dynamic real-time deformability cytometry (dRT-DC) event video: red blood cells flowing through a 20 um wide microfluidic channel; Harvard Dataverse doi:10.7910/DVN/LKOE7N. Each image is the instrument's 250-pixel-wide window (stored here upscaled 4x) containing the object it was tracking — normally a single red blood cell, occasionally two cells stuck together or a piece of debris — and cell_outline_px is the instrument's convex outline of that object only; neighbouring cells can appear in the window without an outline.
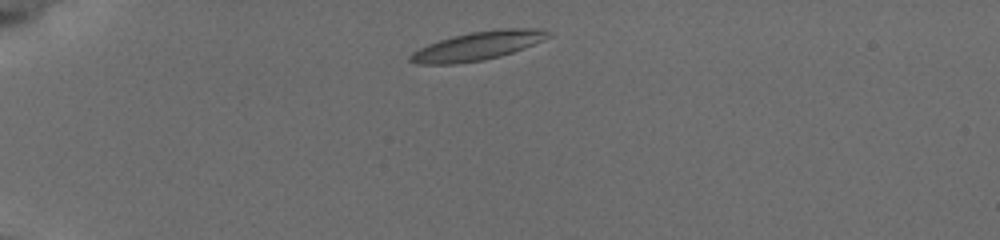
{"species": "common noctule bat (a hibernating species)", "species_latin": "Nyctalus noctula", "temperature_condition": "cold", "stored_images_in_passage": 22, "camera_frame_rate_fps": 3000, "um_per_image_px": 0.085, "animal": {"sex": "female", "body_mass_g": 19.5, "forearm_length_mm": 54.1}, "frame": {"image": 1, "passage_image": 1, "time_ms": 0.0, "image_size_px": [1000, 240], "cell_outline_px": [[544, 32], [540, 40], [532, 44], [512, 52], [500, 56], [484, 60], [452, 64], [424, 64], [408, 60], [408, 56], [412, 52], [428, 44], [452, 36], [472, 32], [500, 28], [524, 28]], "centroid_in_image_um": [40.42, 3.92], "position_along_channel_um": 44.6, "area_um2": 22.02}}
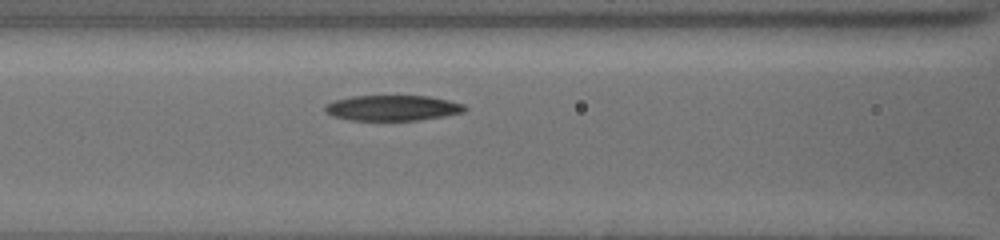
{"frame": {"image": 2, "passage_image": 15, "time_ms": 3.667, "image_size_px": [1000, 240], "cell_outline_px": [[468, 108], [464, 112], [420, 120], [352, 120], [336, 116], [328, 112], [324, 108], [328, 104], [336, 100], [352, 96], [428, 96], [448, 100], [464, 104]], "centroid_in_image_um": [33.44, 9.17], "position_along_channel_um": 133.2, "area_um2": 20.4}}
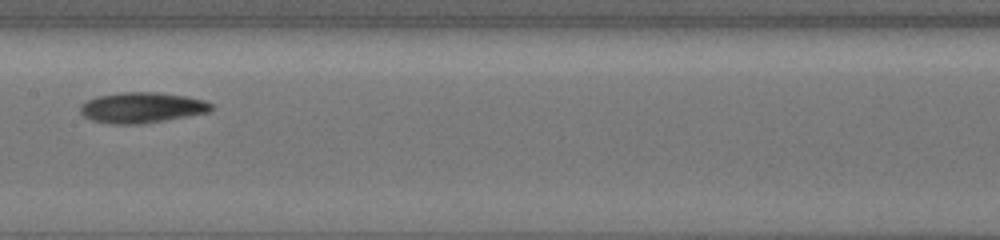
{"frame": {"image": 3, "passage_image": 20, "time_ms": 5.333, "image_size_px": [1000, 240], "cell_outline_px": [[212, 108], [208, 112], [136, 124], [112, 124], [92, 120], [84, 116], [80, 112], [80, 108], [88, 100], [96, 96], [120, 92], [156, 92], [184, 96], [204, 100], [212, 104]], "centroid_in_image_um": [12.02, 9.13], "position_along_channel_um": 195.4, "area_um2": 22.83}}